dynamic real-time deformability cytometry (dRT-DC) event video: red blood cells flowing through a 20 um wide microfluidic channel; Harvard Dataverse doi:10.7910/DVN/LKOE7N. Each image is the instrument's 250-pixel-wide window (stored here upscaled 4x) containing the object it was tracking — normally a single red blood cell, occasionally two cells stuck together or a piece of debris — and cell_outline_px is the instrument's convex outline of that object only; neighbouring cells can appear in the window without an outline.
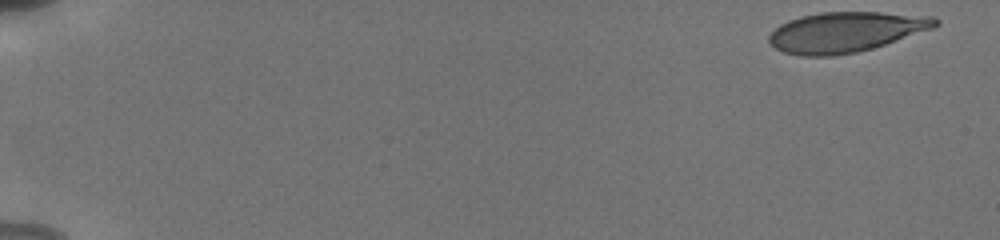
{"species": "human", "species_latin": "Homo sapiens", "temperature_condition": "cold", "stored_images_in_passage": 19, "camera_frame_rate_fps": 3000, "um_per_image_px": 0.085, "donor": {"sex": "male"}, "frame": {"image": 1, "passage_image": 1, "time_ms": 0.0, "image_size_px": [1000, 240], "cell_outline_px": [[940, 24], [932, 28], [872, 48], [856, 52], [832, 56], [800, 56], [784, 52], [776, 48], [768, 40], [768, 36], [780, 24], [788, 20], [800, 16], [820, 12], [880, 12], [936, 16], [940, 20]], "centroid_in_image_um": [71.89, 2.71], "position_along_channel_um": 13.1, "area_um2": 38.9}}
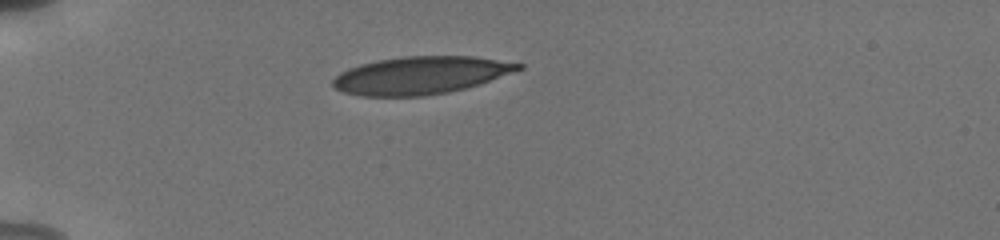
{"frame": {"image": 2, "passage_image": 14, "time_ms": 4.667, "image_size_px": [1000, 240], "cell_outline_px": [[524, 68], [464, 88], [448, 92], [424, 96], [360, 96], [344, 92], [336, 88], [332, 84], [332, 80], [340, 72], [348, 68], [360, 64], [380, 60], [404, 56], [472, 56], [524, 64]], "centroid_in_image_um": [35.7, 6.4], "position_along_channel_um": 49.3, "area_um2": 40.23}}
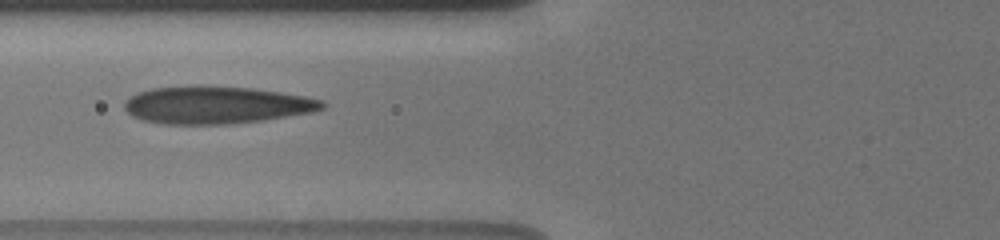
{"frame": {"image": 3, "passage_image": 18, "time_ms": 7.0, "image_size_px": [1000, 240], "cell_outline_px": [[328, 104], [324, 108], [312, 112], [264, 120], [232, 124], [164, 124], [140, 120], [132, 116], [124, 108], [124, 100], [136, 92], [152, 88], [196, 84], [204, 84], [252, 88], [280, 92], [304, 96], [324, 100]], "centroid_in_image_um": [18.36, 8.91], "position_along_channel_um": 107.4, "area_um2": 44.04}}